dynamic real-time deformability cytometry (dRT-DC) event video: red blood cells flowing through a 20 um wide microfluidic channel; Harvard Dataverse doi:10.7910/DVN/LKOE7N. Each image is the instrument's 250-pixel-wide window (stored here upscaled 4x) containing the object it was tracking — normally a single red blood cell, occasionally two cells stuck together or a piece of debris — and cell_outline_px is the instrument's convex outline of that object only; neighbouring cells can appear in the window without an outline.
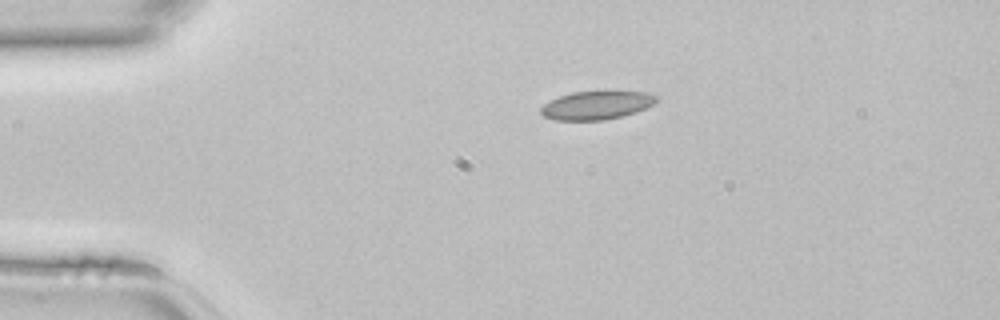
{"species": "common noctule bat (a hibernating species)", "species_latin": "Nyctalus noctula", "temperature_condition": "room temperature", "stored_images_in_passage": 36, "camera_frame_rate_fps": 3000, "um_per_image_px": 0.085, "animal": {"sex": "female", "body_mass_g": 22.7, "forearm_length_mm": 54.2}, "frame": {"image": 1, "passage_image": 1, "time_ms": 0.0, "image_size_px": [1000, 320], "cell_outline_px": [[660, 96], [652, 104], [636, 112], [604, 120], [556, 120], [544, 116], [540, 112], [540, 108], [544, 104], [560, 96], [572, 92], [604, 88], [616, 88], [648, 92]], "centroid_in_image_um": [50.77, 8.87], "position_along_channel_um": 34.2, "area_um2": 20.06}}
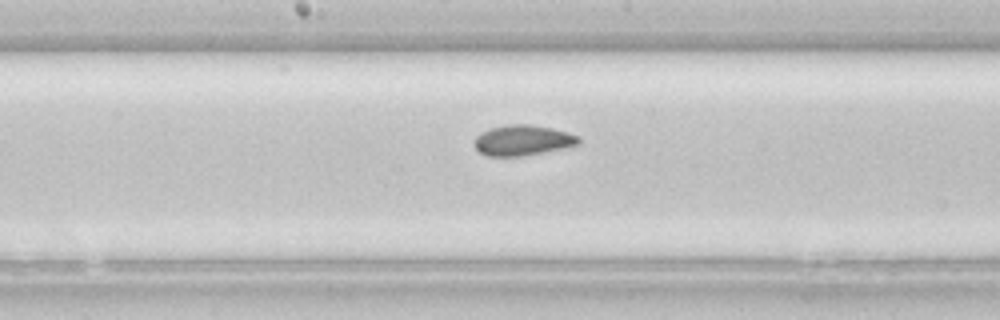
{"frame": {"image": 2, "passage_image": 15, "time_ms": 4.667, "image_size_px": [1000, 320], "cell_outline_px": [[580, 144], [520, 156], [488, 156], [480, 152], [476, 148], [476, 136], [480, 132], [492, 128], [508, 124], [528, 124], [552, 128], [580, 136]], "centroid_in_image_um": [44.43, 11.91], "position_along_channel_um": 203.8, "area_um2": 18.15}}
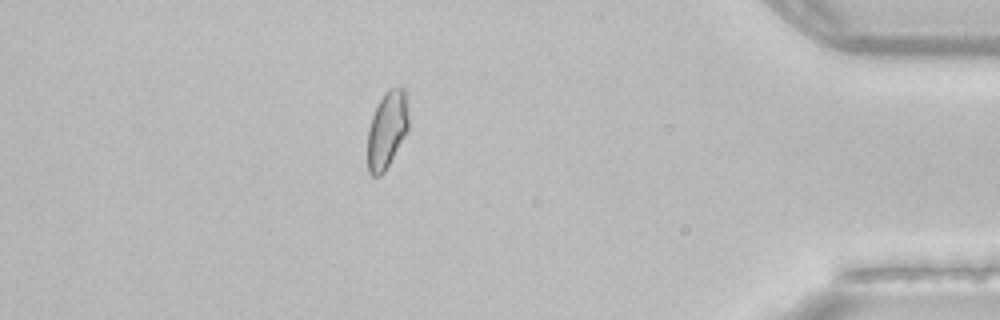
{"frame": {"image": 3, "passage_image": 31, "time_ms": 10.0, "image_size_px": [1000, 320], "cell_outline_px": [[408, 132], [384, 172], [380, 176], [372, 176], [368, 172], [368, 128], [372, 116], [384, 92], [388, 88], [404, 88], [408, 116]], "centroid_in_image_um": [32.89, 11.05], "position_along_channel_um": 402.3, "area_um2": 18.32}}